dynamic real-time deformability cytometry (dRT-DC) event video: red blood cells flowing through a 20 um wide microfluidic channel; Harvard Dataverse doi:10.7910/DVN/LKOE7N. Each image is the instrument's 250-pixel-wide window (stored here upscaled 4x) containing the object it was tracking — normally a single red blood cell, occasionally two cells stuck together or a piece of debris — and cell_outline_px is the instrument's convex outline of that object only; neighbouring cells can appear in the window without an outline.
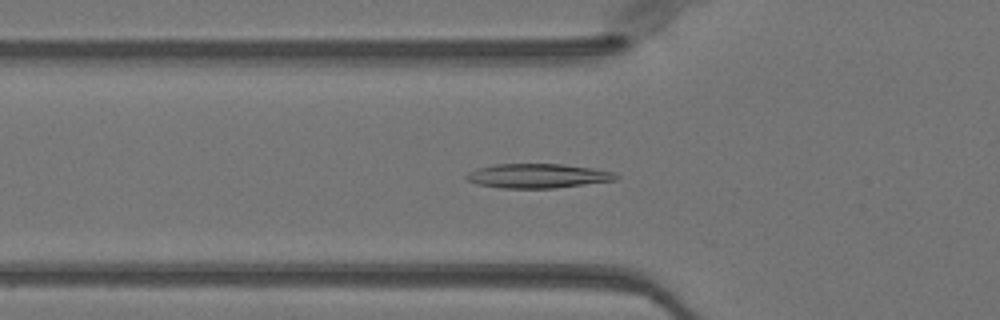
{"species": "Egyptian fruit bat (a non-hibernating species)", "species_latin": "Rousettus aegyptiacus", "temperature_condition": "warm", "stored_images_in_passage": 36, "camera_frame_rate_fps": 3000, "um_per_image_px": 0.085, "animal": {"sex": "female"}, "frame": {"image": 1, "passage_image": 15, "time_ms": 4.667, "image_size_px": [1000, 320], "cell_outline_px": [[620, 176], [616, 180], [556, 188], [500, 188], [480, 184], [468, 180], [464, 176], [468, 172], [476, 168], [496, 164], [560, 164], [592, 168], [616, 172]], "centroid_in_image_um": [45.73, 14.95], "position_along_channel_um": 80.1, "area_um2": 21.21}}
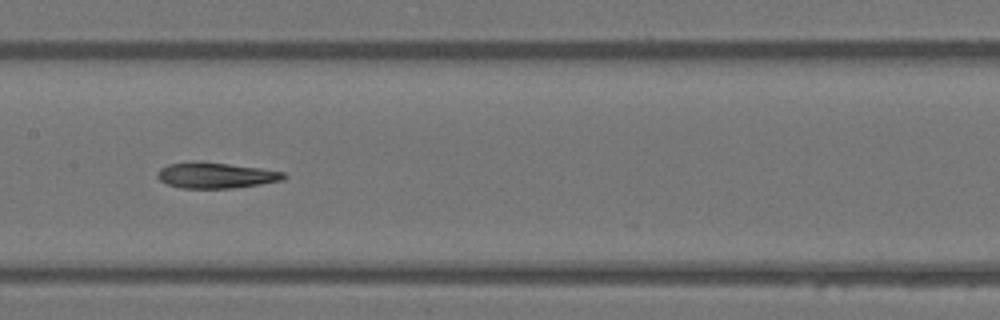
{"frame": {"image": 2, "passage_image": 23, "time_ms": 7.333, "image_size_px": [1000, 320], "cell_outline_px": [[288, 176], [284, 180], [260, 184], [232, 188], [180, 188], [168, 184], [160, 180], [156, 176], [156, 172], [160, 168], [168, 164], [192, 160], [228, 164], [260, 168], [284, 172]], "centroid_in_image_um": [18.31, 14.89], "position_along_channel_um": 189.1, "area_um2": 19.13}}
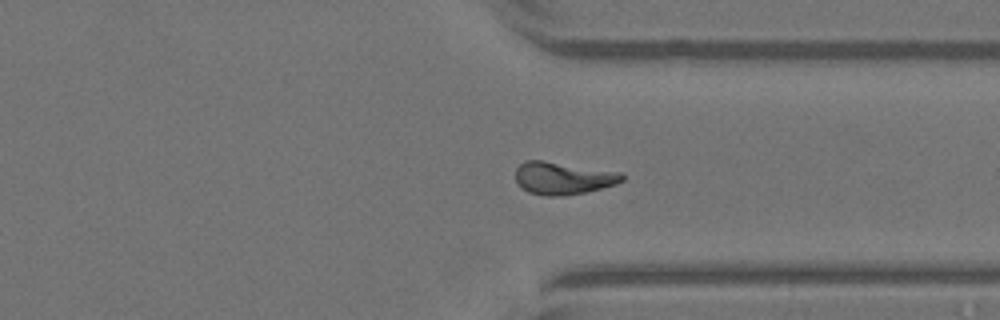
{"frame": {"image": 3, "passage_image": 36, "time_ms": 11.667, "image_size_px": [1000, 320], "cell_outline_px": [[624, 180], [616, 184], [584, 192], [564, 196], [544, 196], [528, 192], [520, 188], [516, 180], [516, 168], [524, 160], [540, 160], [620, 172], [624, 176]], "centroid_in_image_um": [47.81, 15.15], "position_along_channel_um": 363.6, "area_um2": 20.11}, "authors_computed_cell_mechanics": {"area_um2": 19.8832, "velocity_mm_per_s": 4.0329, "shape_relaxation_time_tau1_ms": null, "shape_relaxation_time_tau2_ms": 3.2381, "deformation_change_tau1": null, "deformation_change_tau2": 0.103}}